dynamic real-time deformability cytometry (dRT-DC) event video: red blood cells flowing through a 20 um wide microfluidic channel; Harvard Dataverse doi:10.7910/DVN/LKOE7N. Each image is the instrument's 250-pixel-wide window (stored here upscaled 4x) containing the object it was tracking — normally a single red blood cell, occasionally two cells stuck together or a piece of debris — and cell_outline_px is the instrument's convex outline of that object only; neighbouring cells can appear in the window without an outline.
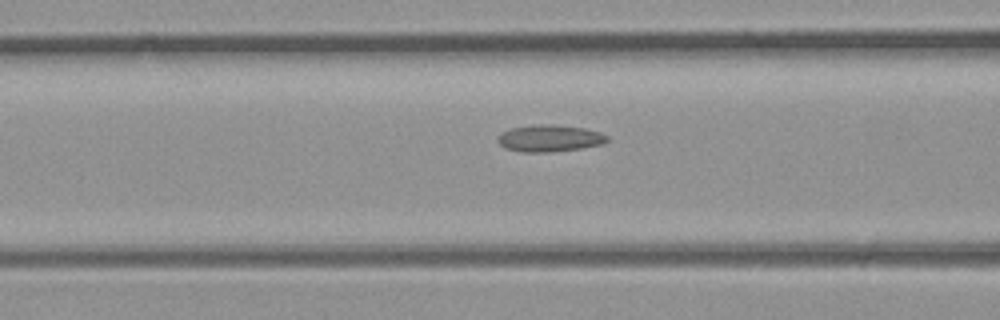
{"species": "common noctule bat (a hibernating species)", "species_latin": "Nyctalus noctula", "temperature_condition": "room temperature", "stored_images_in_passage": 5, "segment_of_instrument_passage": [1, 2], "camera_frame_rate_fps": 3000, "um_per_image_px": 0.085, "animal": {"sex": "male", "body_mass_g": 23.1, "forearm_length_mm": 52.7}, "frame": {"image": 1, "passage_image": 4, "time_ms": 1.0, "image_size_px": [1000, 320], "cell_outline_px": [[608, 140], [604, 144], [580, 148], [552, 152], [520, 152], [504, 148], [496, 140], [504, 132], [512, 128], [540, 124], [584, 128], [600, 132], [608, 136]], "centroid_in_image_um": [46.73, 11.77], "position_along_channel_um": 119.9, "area_um2": 16.88}}